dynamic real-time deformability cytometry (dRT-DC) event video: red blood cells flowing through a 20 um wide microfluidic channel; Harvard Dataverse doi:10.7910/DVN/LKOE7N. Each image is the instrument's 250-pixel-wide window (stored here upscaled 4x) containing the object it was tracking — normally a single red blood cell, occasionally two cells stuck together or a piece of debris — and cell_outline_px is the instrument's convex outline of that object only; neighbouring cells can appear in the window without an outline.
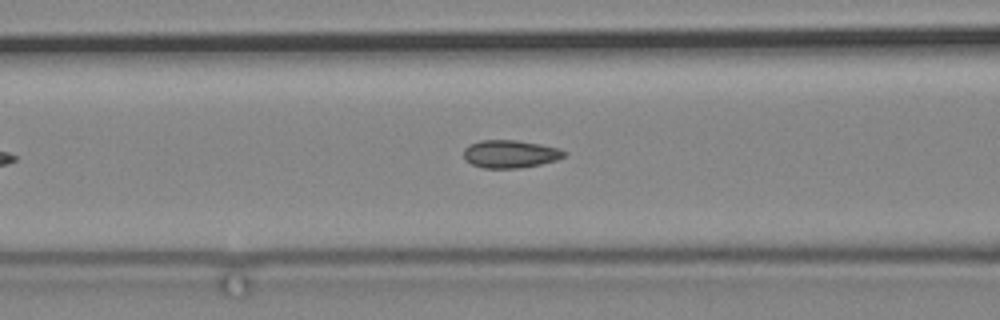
{"species": "common noctule bat (a hibernating species)", "species_latin": "Nyctalus noctula", "temperature_condition": "cold", "stored_images_in_passage": 23, "camera_frame_rate_fps": 3000, "um_per_image_px": 0.085, "animal": {"sex": "male", "body_mass_g": 19.2, "forearm_length_mm": 51.8}, "frame": {"image": 1, "passage_image": 7, "time_ms": 2.0, "image_size_px": [1000, 320], "cell_outline_px": [[568, 152], [564, 156], [556, 160], [540, 164], [516, 168], [484, 168], [472, 164], [464, 160], [464, 148], [468, 144], [480, 140], [516, 140], [540, 144], [560, 148]], "centroid_in_image_um": [43.35, 13.08], "position_along_channel_um": 123.2, "area_um2": 16.36}}
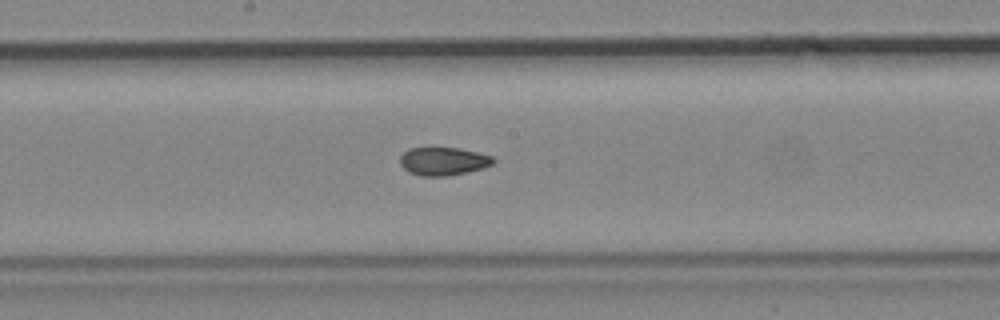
{"frame": {"image": 2, "passage_image": 15, "time_ms": 4.667, "image_size_px": [1000, 320], "cell_outline_px": [[496, 160], [492, 164], [468, 172], [448, 176], [420, 176], [408, 172], [400, 164], [400, 156], [408, 148], [460, 148], [492, 156]], "centroid_in_image_um": [37.65, 13.71], "position_along_channel_um": 210.5, "area_um2": 15.26}}
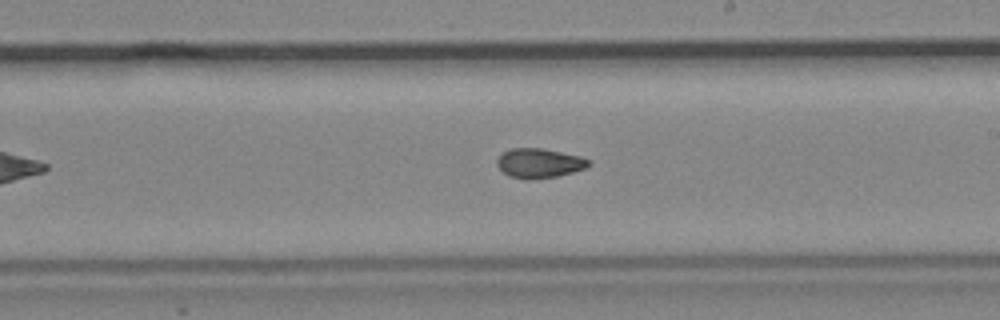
{"frame": {"image": 3, "passage_image": 18, "time_ms": 5.667, "image_size_px": [1000, 320], "cell_outline_px": [[592, 164], [584, 168], [572, 172], [556, 176], [528, 180], [524, 180], [508, 176], [496, 164], [496, 160], [500, 152], [512, 148], [544, 148], [580, 156], [592, 160]], "centroid_in_image_um": [45.81, 13.86], "position_along_channel_um": 243.2, "area_um2": 16.01}}